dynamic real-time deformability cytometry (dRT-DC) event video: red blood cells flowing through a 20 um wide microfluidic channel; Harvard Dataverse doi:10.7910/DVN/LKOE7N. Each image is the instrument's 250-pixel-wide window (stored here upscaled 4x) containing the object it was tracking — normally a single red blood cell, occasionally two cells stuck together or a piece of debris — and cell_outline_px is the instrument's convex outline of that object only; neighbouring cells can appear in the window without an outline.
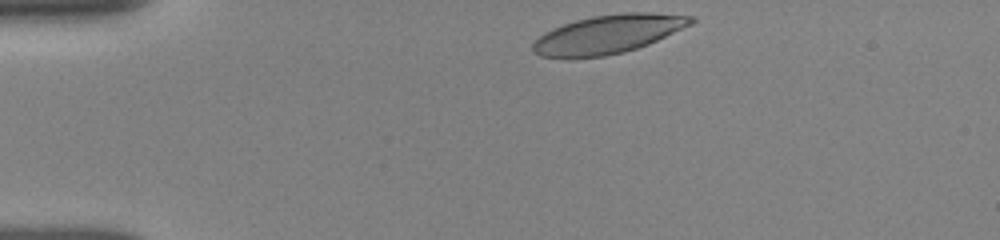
{"species": "human", "species_latin": "Homo sapiens", "temperature_condition": "room temperature", "stored_images_in_passage": 44, "camera_frame_rate_fps": 3000, "um_per_image_px": 0.085, "donor": {"sex": "female"}, "frame": {"image": 1, "passage_image": 1, "time_ms": 0.0, "image_size_px": [1000, 240], "cell_outline_px": [[696, 20], [692, 24], [648, 44], [624, 52], [604, 56], [572, 60], [540, 56], [532, 52], [532, 44], [544, 32], [564, 24], [576, 20], [592, 16], [624, 12], [648, 12], [696, 16]], "centroid_in_image_um": [51.66, 2.93], "position_along_channel_um": 33.3, "area_um2": 36.01}}
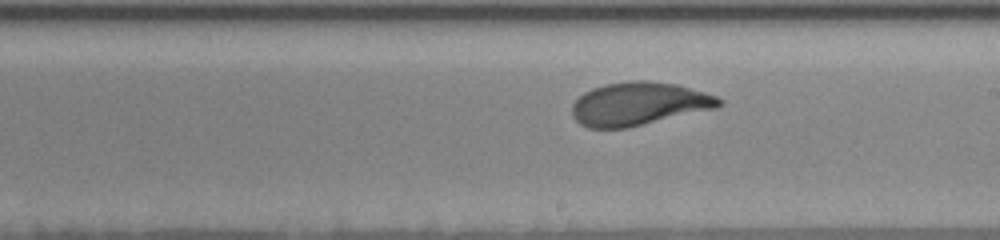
{"frame": {"image": 2, "passage_image": 22, "time_ms": 6.667, "image_size_px": [1000, 240], "cell_outline_px": [[724, 104], [716, 108], [628, 128], [588, 128], [580, 124], [572, 116], [572, 104], [584, 92], [592, 88], [604, 84], [628, 80], [648, 80], [676, 84], [704, 92], [716, 96], [724, 100]], "centroid_in_image_um": [54.3, 8.82], "position_along_channel_um": 234.7, "area_um2": 37.22}}
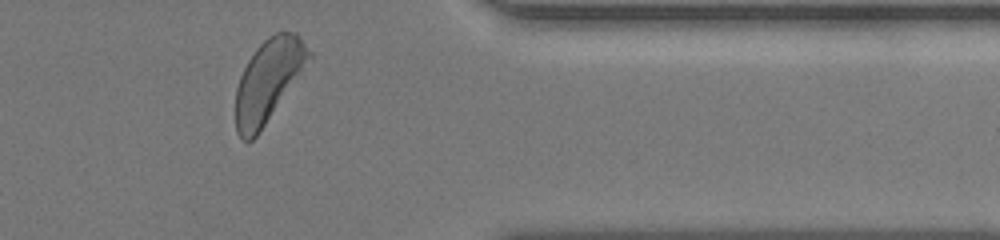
{"frame": {"image": 3, "passage_image": 40, "time_ms": 11.0, "image_size_px": [1000, 240], "cell_outline_px": [[312, 56], [260, 132], [252, 140], [244, 140], [236, 132], [236, 88], [240, 76], [248, 60], [256, 48], [268, 36], [276, 32], [296, 32], [312, 52]], "centroid_in_image_um": [22.8, 6.83], "position_along_channel_um": 388.6, "area_um2": 34.62}, "authors_computed_cell_mechanics": {"area_um2": 36.2117, "velocity_mm_per_s": 3.8316, "shape_relaxation_time_tau1_ms": 2.323, "shape_relaxation_time_tau2_ms": null, "deformation_change_tau1": 0.1287, "deformation_change_tau2": null}}